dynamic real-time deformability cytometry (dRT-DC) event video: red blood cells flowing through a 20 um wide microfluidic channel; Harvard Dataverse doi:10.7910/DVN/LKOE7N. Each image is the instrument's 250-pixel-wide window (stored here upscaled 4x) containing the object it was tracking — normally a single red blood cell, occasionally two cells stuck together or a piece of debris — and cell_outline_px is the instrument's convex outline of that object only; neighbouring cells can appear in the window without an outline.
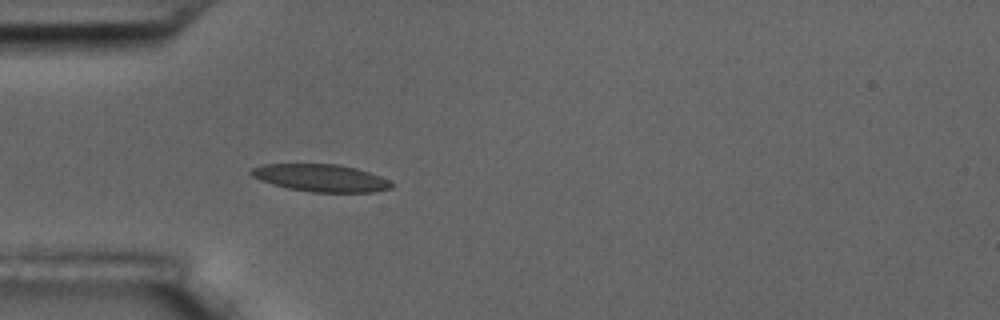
{"species": "common noctule bat (a hibernating species)", "species_latin": "Nyctalus noctula", "temperature_condition": "room temperature", "stored_images_in_passage": 5, "camera_frame_rate_fps": 3000, "um_per_image_px": 0.085, "animal": {"sex": "male", "body_mass_g": 17.5, "forearm_length_mm": 52.3}, "frame": {"image": 1, "passage_image": 5, "time_ms": 4.667, "image_size_px": [1000, 320], "cell_outline_px": [[392, 188], [372, 192], [312, 192], [288, 188], [272, 184], [260, 180], [252, 176], [248, 172], [252, 168], [264, 164], [336, 164], [356, 168], [380, 176], [388, 180], [392, 184]], "centroid_in_image_um": [27.24, 15.12], "position_along_channel_um": 57.8, "area_um2": 22.25}}